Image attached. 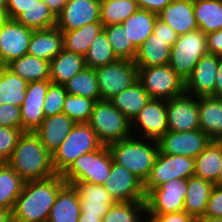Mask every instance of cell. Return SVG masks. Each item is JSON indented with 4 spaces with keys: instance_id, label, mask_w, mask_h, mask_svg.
Instances as JSON below:
<instances>
[{
    "instance_id": "1",
    "label": "cell",
    "mask_w": 222,
    "mask_h": 222,
    "mask_svg": "<svg viewBox=\"0 0 222 222\" xmlns=\"http://www.w3.org/2000/svg\"><path fill=\"white\" fill-rule=\"evenodd\" d=\"M66 184L59 174L25 181L12 211L13 222H47L57 195Z\"/></svg>"
},
{
    "instance_id": "2",
    "label": "cell",
    "mask_w": 222,
    "mask_h": 222,
    "mask_svg": "<svg viewBox=\"0 0 222 222\" xmlns=\"http://www.w3.org/2000/svg\"><path fill=\"white\" fill-rule=\"evenodd\" d=\"M7 163L25 180L54 176L52 155L34 132H23Z\"/></svg>"
},
{
    "instance_id": "3",
    "label": "cell",
    "mask_w": 222,
    "mask_h": 222,
    "mask_svg": "<svg viewBox=\"0 0 222 222\" xmlns=\"http://www.w3.org/2000/svg\"><path fill=\"white\" fill-rule=\"evenodd\" d=\"M113 162L124 166L143 183L150 175L159 152L156 140L131 136L108 146Z\"/></svg>"
},
{
    "instance_id": "4",
    "label": "cell",
    "mask_w": 222,
    "mask_h": 222,
    "mask_svg": "<svg viewBox=\"0 0 222 222\" xmlns=\"http://www.w3.org/2000/svg\"><path fill=\"white\" fill-rule=\"evenodd\" d=\"M103 144L88 123H76L60 147L52 154V166L62 175L81 155L94 152Z\"/></svg>"
},
{
    "instance_id": "5",
    "label": "cell",
    "mask_w": 222,
    "mask_h": 222,
    "mask_svg": "<svg viewBox=\"0 0 222 222\" xmlns=\"http://www.w3.org/2000/svg\"><path fill=\"white\" fill-rule=\"evenodd\" d=\"M88 124L104 146L132 136L131 121L109 100L95 102Z\"/></svg>"
},
{
    "instance_id": "6",
    "label": "cell",
    "mask_w": 222,
    "mask_h": 222,
    "mask_svg": "<svg viewBox=\"0 0 222 222\" xmlns=\"http://www.w3.org/2000/svg\"><path fill=\"white\" fill-rule=\"evenodd\" d=\"M112 156L108 146H102L94 152L78 157L62 174L67 184L85 182L104 185L110 175Z\"/></svg>"
},
{
    "instance_id": "7",
    "label": "cell",
    "mask_w": 222,
    "mask_h": 222,
    "mask_svg": "<svg viewBox=\"0 0 222 222\" xmlns=\"http://www.w3.org/2000/svg\"><path fill=\"white\" fill-rule=\"evenodd\" d=\"M208 53L206 34L196 29L179 35L171 47L169 66L184 80L197 62Z\"/></svg>"
},
{
    "instance_id": "8",
    "label": "cell",
    "mask_w": 222,
    "mask_h": 222,
    "mask_svg": "<svg viewBox=\"0 0 222 222\" xmlns=\"http://www.w3.org/2000/svg\"><path fill=\"white\" fill-rule=\"evenodd\" d=\"M137 68L138 80L151 99L169 100L185 93V81L169 64Z\"/></svg>"
},
{
    "instance_id": "9",
    "label": "cell",
    "mask_w": 222,
    "mask_h": 222,
    "mask_svg": "<svg viewBox=\"0 0 222 222\" xmlns=\"http://www.w3.org/2000/svg\"><path fill=\"white\" fill-rule=\"evenodd\" d=\"M194 175V158L182 155L164 154L159 151L154 165L151 168L150 175L144 183V190L147 195L152 189L164 182L179 178L187 180Z\"/></svg>"
},
{
    "instance_id": "10",
    "label": "cell",
    "mask_w": 222,
    "mask_h": 222,
    "mask_svg": "<svg viewBox=\"0 0 222 222\" xmlns=\"http://www.w3.org/2000/svg\"><path fill=\"white\" fill-rule=\"evenodd\" d=\"M101 100H109L138 80V68L133 61L117 59L95 69Z\"/></svg>"
},
{
    "instance_id": "11",
    "label": "cell",
    "mask_w": 222,
    "mask_h": 222,
    "mask_svg": "<svg viewBox=\"0 0 222 222\" xmlns=\"http://www.w3.org/2000/svg\"><path fill=\"white\" fill-rule=\"evenodd\" d=\"M186 193V179H172L162 183L146 195L147 213L168 214L184 211Z\"/></svg>"
},
{
    "instance_id": "12",
    "label": "cell",
    "mask_w": 222,
    "mask_h": 222,
    "mask_svg": "<svg viewBox=\"0 0 222 222\" xmlns=\"http://www.w3.org/2000/svg\"><path fill=\"white\" fill-rule=\"evenodd\" d=\"M167 131L166 100L150 99L131 121V132L135 137L158 141Z\"/></svg>"
},
{
    "instance_id": "13",
    "label": "cell",
    "mask_w": 222,
    "mask_h": 222,
    "mask_svg": "<svg viewBox=\"0 0 222 222\" xmlns=\"http://www.w3.org/2000/svg\"><path fill=\"white\" fill-rule=\"evenodd\" d=\"M104 188L115 202H145L144 183L124 166L112 161Z\"/></svg>"
},
{
    "instance_id": "14",
    "label": "cell",
    "mask_w": 222,
    "mask_h": 222,
    "mask_svg": "<svg viewBox=\"0 0 222 222\" xmlns=\"http://www.w3.org/2000/svg\"><path fill=\"white\" fill-rule=\"evenodd\" d=\"M211 141L202 130L195 129L186 132L167 131L157 142L161 153L195 159Z\"/></svg>"
},
{
    "instance_id": "15",
    "label": "cell",
    "mask_w": 222,
    "mask_h": 222,
    "mask_svg": "<svg viewBox=\"0 0 222 222\" xmlns=\"http://www.w3.org/2000/svg\"><path fill=\"white\" fill-rule=\"evenodd\" d=\"M33 30L15 19H8L0 26V66L28 53Z\"/></svg>"
},
{
    "instance_id": "16",
    "label": "cell",
    "mask_w": 222,
    "mask_h": 222,
    "mask_svg": "<svg viewBox=\"0 0 222 222\" xmlns=\"http://www.w3.org/2000/svg\"><path fill=\"white\" fill-rule=\"evenodd\" d=\"M168 131L186 132L199 129L198 98L184 93L166 100Z\"/></svg>"
},
{
    "instance_id": "17",
    "label": "cell",
    "mask_w": 222,
    "mask_h": 222,
    "mask_svg": "<svg viewBox=\"0 0 222 222\" xmlns=\"http://www.w3.org/2000/svg\"><path fill=\"white\" fill-rule=\"evenodd\" d=\"M100 21V0H68L56 17V27L72 31Z\"/></svg>"
},
{
    "instance_id": "18",
    "label": "cell",
    "mask_w": 222,
    "mask_h": 222,
    "mask_svg": "<svg viewBox=\"0 0 222 222\" xmlns=\"http://www.w3.org/2000/svg\"><path fill=\"white\" fill-rule=\"evenodd\" d=\"M50 80L29 82L26 97L21 105L22 130L34 132L45 118L43 105Z\"/></svg>"
},
{
    "instance_id": "19",
    "label": "cell",
    "mask_w": 222,
    "mask_h": 222,
    "mask_svg": "<svg viewBox=\"0 0 222 222\" xmlns=\"http://www.w3.org/2000/svg\"><path fill=\"white\" fill-rule=\"evenodd\" d=\"M218 56L207 53L197 62L194 70L185 81V93L196 98L214 96Z\"/></svg>"
},
{
    "instance_id": "20",
    "label": "cell",
    "mask_w": 222,
    "mask_h": 222,
    "mask_svg": "<svg viewBox=\"0 0 222 222\" xmlns=\"http://www.w3.org/2000/svg\"><path fill=\"white\" fill-rule=\"evenodd\" d=\"M72 185L79 194L81 214L102 219L115 203L103 185L85 182H74Z\"/></svg>"
},
{
    "instance_id": "21",
    "label": "cell",
    "mask_w": 222,
    "mask_h": 222,
    "mask_svg": "<svg viewBox=\"0 0 222 222\" xmlns=\"http://www.w3.org/2000/svg\"><path fill=\"white\" fill-rule=\"evenodd\" d=\"M75 124L66 114L60 113L45 117L34 133L39 137L46 150L52 155L69 135Z\"/></svg>"
},
{
    "instance_id": "22",
    "label": "cell",
    "mask_w": 222,
    "mask_h": 222,
    "mask_svg": "<svg viewBox=\"0 0 222 222\" xmlns=\"http://www.w3.org/2000/svg\"><path fill=\"white\" fill-rule=\"evenodd\" d=\"M158 19L169 25L178 36L198 29L193 0H173L158 14Z\"/></svg>"
},
{
    "instance_id": "23",
    "label": "cell",
    "mask_w": 222,
    "mask_h": 222,
    "mask_svg": "<svg viewBox=\"0 0 222 222\" xmlns=\"http://www.w3.org/2000/svg\"><path fill=\"white\" fill-rule=\"evenodd\" d=\"M177 39H162L152 33L137 49L134 63L137 67L169 64L171 47Z\"/></svg>"
},
{
    "instance_id": "24",
    "label": "cell",
    "mask_w": 222,
    "mask_h": 222,
    "mask_svg": "<svg viewBox=\"0 0 222 222\" xmlns=\"http://www.w3.org/2000/svg\"><path fill=\"white\" fill-rule=\"evenodd\" d=\"M199 129L212 140L222 141V98L198 97Z\"/></svg>"
},
{
    "instance_id": "25",
    "label": "cell",
    "mask_w": 222,
    "mask_h": 222,
    "mask_svg": "<svg viewBox=\"0 0 222 222\" xmlns=\"http://www.w3.org/2000/svg\"><path fill=\"white\" fill-rule=\"evenodd\" d=\"M63 50V33L58 27L33 30L28 54L51 61Z\"/></svg>"
},
{
    "instance_id": "26",
    "label": "cell",
    "mask_w": 222,
    "mask_h": 222,
    "mask_svg": "<svg viewBox=\"0 0 222 222\" xmlns=\"http://www.w3.org/2000/svg\"><path fill=\"white\" fill-rule=\"evenodd\" d=\"M215 186L209 180L191 176L187 179V193L184 200V211L196 220L205 216L207 203Z\"/></svg>"
},
{
    "instance_id": "27",
    "label": "cell",
    "mask_w": 222,
    "mask_h": 222,
    "mask_svg": "<svg viewBox=\"0 0 222 222\" xmlns=\"http://www.w3.org/2000/svg\"><path fill=\"white\" fill-rule=\"evenodd\" d=\"M81 214L79 194L66 184L58 193L47 222H78Z\"/></svg>"
},
{
    "instance_id": "28",
    "label": "cell",
    "mask_w": 222,
    "mask_h": 222,
    "mask_svg": "<svg viewBox=\"0 0 222 222\" xmlns=\"http://www.w3.org/2000/svg\"><path fill=\"white\" fill-rule=\"evenodd\" d=\"M150 99L142 83L137 80L127 89L114 95L109 101L132 121Z\"/></svg>"
},
{
    "instance_id": "29",
    "label": "cell",
    "mask_w": 222,
    "mask_h": 222,
    "mask_svg": "<svg viewBox=\"0 0 222 222\" xmlns=\"http://www.w3.org/2000/svg\"><path fill=\"white\" fill-rule=\"evenodd\" d=\"M5 67L28 83L50 80V61L28 53L13 59Z\"/></svg>"
},
{
    "instance_id": "30",
    "label": "cell",
    "mask_w": 222,
    "mask_h": 222,
    "mask_svg": "<svg viewBox=\"0 0 222 222\" xmlns=\"http://www.w3.org/2000/svg\"><path fill=\"white\" fill-rule=\"evenodd\" d=\"M85 67V59L82 55L63 49L50 61V81L64 85Z\"/></svg>"
},
{
    "instance_id": "31",
    "label": "cell",
    "mask_w": 222,
    "mask_h": 222,
    "mask_svg": "<svg viewBox=\"0 0 222 222\" xmlns=\"http://www.w3.org/2000/svg\"><path fill=\"white\" fill-rule=\"evenodd\" d=\"M157 18V14L138 8L122 22L128 40H130L137 49L153 33Z\"/></svg>"
},
{
    "instance_id": "32",
    "label": "cell",
    "mask_w": 222,
    "mask_h": 222,
    "mask_svg": "<svg viewBox=\"0 0 222 222\" xmlns=\"http://www.w3.org/2000/svg\"><path fill=\"white\" fill-rule=\"evenodd\" d=\"M198 29L204 34L222 29V0H193Z\"/></svg>"
},
{
    "instance_id": "33",
    "label": "cell",
    "mask_w": 222,
    "mask_h": 222,
    "mask_svg": "<svg viewBox=\"0 0 222 222\" xmlns=\"http://www.w3.org/2000/svg\"><path fill=\"white\" fill-rule=\"evenodd\" d=\"M222 160V141L212 140L195 158V176L212 183L217 182Z\"/></svg>"
},
{
    "instance_id": "34",
    "label": "cell",
    "mask_w": 222,
    "mask_h": 222,
    "mask_svg": "<svg viewBox=\"0 0 222 222\" xmlns=\"http://www.w3.org/2000/svg\"><path fill=\"white\" fill-rule=\"evenodd\" d=\"M103 29L104 26L99 21L72 31H62L63 49L84 57L95 37L103 32Z\"/></svg>"
},
{
    "instance_id": "35",
    "label": "cell",
    "mask_w": 222,
    "mask_h": 222,
    "mask_svg": "<svg viewBox=\"0 0 222 222\" xmlns=\"http://www.w3.org/2000/svg\"><path fill=\"white\" fill-rule=\"evenodd\" d=\"M25 180L7 163H0V208L13 211Z\"/></svg>"
},
{
    "instance_id": "36",
    "label": "cell",
    "mask_w": 222,
    "mask_h": 222,
    "mask_svg": "<svg viewBox=\"0 0 222 222\" xmlns=\"http://www.w3.org/2000/svg\"><path fill=\"white\" fill-rule=\"evenodd\" d=\"M28 82L0 66V104L9 103L21 107L26 97Z\"/></svg>"
},
{
    "instance_id": "37",
    "label": "cell",
    "mask_w": 222,
    "mask_h": 222,
    "mask_svg": "<svg viewBox=\"0 0 222 222\" xmlns=\"http://www.w3.org/2000/svg\"><path fill=\"white\" fill-rule=\"evenodd\" d=\"M15 20L32 30H44L56 26V16L42 0H36L35 4L23 9Z\"/></svg>"
},
{
    "instance_id": "38",
    "label": "cell",
    "mask_w": 222,
    "mask_h": 222,
    "mask_svg": "<svg viewBox=\"0 0 222 222\" xmlns=\"http://www.w3.org/2000/svg\"><path fill=\"white\" fill-rule=\"evenodd\" d=\"M67 94L82 96L91 100H101L99 84L94 68L85 67L65 84Z\"/></svg>"
},
{
    "instance_id": "39",
    "label": "cell",
    "mask_w": 222,
    "mask_h": 222,
    "mask_svg": "<svg viewBox=\"0 0 222 222\" xmlns=\"http://www.w3.org/2000/svg\"><path fill=\"white\" fill-rule=\"evenodd\" d=\"M145 202H115L102 218V222H148Z\"/></svg>"
},
{
    "instance_id": "40",
    "label": "cell",
    "mask_w": 222,
    "mask_h": 222,
    "mask_svg": "<svg viewBox=\"0 0 222 222\" xmlns=\"http://www.w3.org/2000/svg\"><path fill=\"white\" fill-rule=\"evenodd\" d=\"M137 9L135 0H100V22L103 26L122 23Z\"/></svg>"
},
{
    "instance_id": "41",
    "label": "cell",
    "mask_w": 222,
    "mask_h": 222,
    "mask_svg": "<svg viewBox=\"0 0 222 222\" xmlns=\"http://www.w3.org/2000/svg\"><path fill=\"white\" fill-rule=\"evenodd\" d=\"M103 31L105 32L117 59L134 61L137 48L130 40H128V36L125 33V28L122 23L104 26Z\"/></svg>"
},
{
    "instance_id": "42",
    "label": "cell",
    "mask_w": 222,
    "mask_h": 222,
    "mask_svg": "<svg viewBox=\"0 0 222 222\" xmlns=\"http://www.w3.org/2000/svg\"><path fill=\"white\" fill-rule=\"evenodd\" d=\"M84 59L86 67L94 69L108 65L117 60L104 31L95 37Z\"/></svg>"
},
{
    "instance_id": "43",
    "label": "cell",
    "mask_w": 222,
    "mask_h": 222,
    "mask_svg": "<svg viewBox=\"0 0 222 222\" xmlns=\"http://www.w3.org/2000/svg\"><path fill=\"white\" fill-rule=\"evenodd\" d=\"M95 100L67 94L63 113L75 123H88L95 104Z\"/></svg>"
},
{
    "instance_id": "44",
    "label": "cell",
    "mask_w": 222,
    "mask_h": 222,
    "mask_svg": "<svg viewBox=\"0 0 222 222\" xmlns=\"http://www.w3.org/2000/svg\"><path fill=\"white\" fill-rule=\"evenodd\" d=\"M67 91L64 85L50 83L44 99L43 110L45 117L63 113Z\"/></svg>"
},
{
    "instance_id": "45",
    "label": "cell",
    "mask_w": 222,
    "mask_h": 222,
    "mask_svg": "<svg viewBox=\"0 0 222 222\" xmlns=\"http://www.w3.org/2000/svg\"><path fill=\"white\" fill-rule=\"evenodd\" d=\"M23 132L22 129L0 126V163L10 159Z\"/></svg>"
},
{
    "instance_id": "46",
    "label": "cell",
    "mask_w": 222,
    "mask_h": 222,
    "mask_svg": "<svg viewBox=\"0 0 222 222\" xmlns=\"http://www.w3.org/2000/svg\"><path fill=\"white\" fill-rule=\"evenodd\" d=\"M0 126L22 129L21 107L9 103L0 104Z\"/></svg>"
},
{
    "instance_id": "47",
    "label": "cell",
    "mask_w": 222,
    "mask_h": 222,
    "mask_svg": "<svg viewBox=\"0 0 222 222\" xmlns=\"http://www.w3.org/2000/svg\"><path fill=\"white\" fill-rule=\"evenodd\" d=\"M205 216L222 217V187L215 185L207 203Z\"/></svg>"
},
{
    "instance_id": "48",
    "label": "cell",
    "mask_w": 222,
    "mask_h": 222,
    "mask_svg": "<svg viewBox=\"0 0 222 222\" xmlns=\"http://www.w3.org/2000/svg\"><path fill=\"white\" fill-rule=\"evenodd\" d=\"M148 222H197V220L185 211L168 214H148Z\"/></svg>"
},
{
    "instance_id": "49",
    "label": "cell",
    "mask_w": 222,
    "mask_h": 222,
    "mask_svg": "<svg viewBox=\"0 0 222 222\" xmlns=\"http://www.w3.org/2000/svg\"><path fill=\"white\" fill-rule=\"evenodd\" d=\"M208 53L222 55V29L206 34Z\"/></svg>"
},
{
    "instance_id": "50",
    "label": "cell",
    "mask_w": 222,
    "mask_h": 222,
    "mask_svg": "<svg viewBox=\"0 0 222 222\" xmlns=\"http://www.w3.org/2000/svg\"><path fill=\"white\" fill-rule=\"evenodd\" d=\"M36 0H8L7 14L9 19H15L23 9L35 4Z\"/></svg>"
},
{
    "instance_id": "51",
    "label": "cell",
    "mask_w": 222,
    "mask_h": 222,
    "mask_svg": "<svg viewBox=\"0 0 222 222\" xmlns=\"http://www.w3.org/2000/svg\"><path fill=\"white\" fill-rule=\"evenodd\" d=\"M138 8L159 14L173 0H135Z\"/></svg>"
},
{
    "instance_id": "52",
    "label": "cell",
    "mask_w": 222,
    "mask_h": 222,
    "mask_svg": "<svg viewBox=\"0 0 222 222\" xmlns=\"http://www.w3.org/2000/svg\"><path fill=\"white\" fill-rule=\"evenodd\" d=\"M153 33L162 39H177L178 35L176 32L165 22L157 18L154 25Z\"/></svg>"
},
{
    "instance_id": "53",
    "label": "cell",
    "mask_w": 222,
    "mask_h": 222,
    "mask_svg": "<svg viewBox=\"0 0 222 222\" xmlns=\"http://www.w3.org/2000/svg\"><path fill=\"white\" fill-rule=\"evenodd\" d=\"M216 84L214 87V96L222 98V55L218 56Z\"/></svg>"
},
{
    "instance_id": "54",
    "label": "cell",
    "mask_w": 222,
    "mask_h": 222,
    "mask_svg": "<svg viewBox=\"0 0 222 222\" xmlns=\"http://www.w3.org/2000/svg\"><path fill=\"white\" fill-rule=\"evenodd\" d=\"M42 1L47 4L50 10L57 17V15L63 10L68 0H42Z\"/></svg>"
},
{
    "instance_id": "55",
    "label": "cell",
    "mask_w": 222,
    "mask_h": 222,
    "mask_svg": "<svg viewBox=\"0 0 222 222\" xmlns=\"http://www.w3.org/2000/svg\"><path fill=\"white\" fill-rule=\"evenodd\" d=\"M0 222H13L12 210L0 208Z\"/></svg>"
},
{
    "instance_id": "56",
    "label": "cell",
    "mask_w": 222,
    "mask_h": 222,
    "mask_svg": "<svg viewBox=\"0 0 222 222\" xmlns=\"http://www.w3.org/2000/svg\"><path fill=\"white\" fill-rule=\"evenodd\" d=\"M78 222H102L99 216H86V214H80Z\"/></svg>"
},
{
    "instance_id": "57",
    "label": "cell",
    "mask_w": 222,
    "mask_h": 222,
    "mask_svg": "<svg viewBox=\"0 0 222 222\" xmlns=\"http://www.w3.org/2000/svg\"><path fill=\"white\" fill-rule=\"evenodd\" d=\"M197 222H222V217L203 216L198 218Z\"/></svg>"
},
{
    "instance_id": "58",
    "label": "cell",
    "mask_w": 222,
    "mask_h": 222,
    "mask_svg": "<svg viewBox=\"0 0 222 222\" xmlns=\"http://www.w3.org/2000/svg\"><path fill=\"white\" fill-rule=\"evenodd\" d=\"M9 19L7 10L0 9V26L3 25Z\"/></svg>"
},
{
    "instance_id": "59",
    "label": "cell",
    "mask_w": 222,
    "mask_h": 222,
    "mask_svg": "<svg viewBox=\"0 0 222 222\" xmlns=\"http://www.w3.org/2000/svg\"><path fill=\"white\" fill-rule=\"evenodd\" d=\"M215 185L222 187V160L219 167V174H218L217 182L215 183Z\"/></svg>"
},
{
    "instance_id": "60",
    "label": "cell",
    "mask_w": 222,
    "mask_h": 222,
    "mask_svg": "<svg viewBox=\"0 0 222 222\" xmlns=\"http://www.w3.org/2000/svg\"><path fill=\"white\" fill-rule=\"evenodd\" d=\"M8 0H0V9H6Z\"/></svg>"
}]
</instances>
